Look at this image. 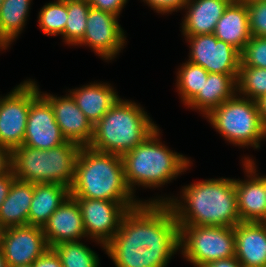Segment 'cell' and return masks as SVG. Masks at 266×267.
<instances>
[{
	"label": "cell",
	"mask_w": 266,
	"mask_h": 267,
	"mask_svg": "<svg viewBox=\"0 0 266 267\" xmlns=\"http://www.w3.org/2000/svg\"><path fill=\"white\" fill-rule=\"evenodd\" d=\"M178 250L179 225L167 202H141L129 209L105 246L116 267H167Z\"/></svg>",
	"instance_id": "1"
},
{
	"label": "cell",
	"mask_w": 266,
	"mask_h": 267,
	"mask_svg": "<svg viewBox=\"0 0 266 267\" xmlns=\"http://www.w3.org/2000/svg\"><path fill=\"white\" fill-rule=\"evenodd\" d=\"M181 194L179 200L160 196L144 202H167L178 225L234 227L241 222L235 179H206L184 186Z\"/></svg>",
	"instance_id": "2"
},
{
	"label": "cell",
	"mask_w": 266,
	"mask_h": 267,
	"mask_svg": "<svg viewBox=\"0 0 266 267\" xmlns=\"http://www.w3.org/2000/svg\"><path fill=\"white\" fill-rule=\"evenodd\" d=\"M70 196L109 201L136 200L125 180L122 156L82 147L75 165Z\"/></svg>",
	"instance_id": "3"
},
{
	"label": "cell",
	"mask_w": 266,
	"mask_h": 267,
	"mask_svg": "<svg viewBox=\"0 0 266 267\" xmlns=\"http://www.w3.org/2000/svg\"><path fill=\"white\" fill-rule=\"evenodd\" d=\"M160 133L158 127L142 143L122 156L126 184L133 194L136 185L153 189L162 187L192 165L188 157L162 144Z\"/></svg>",
	"instance_id": "4"
},
{
	"label": "cell",
	"mask_w": 266,
	"mask_h": 267,
	"mask_svg": "<svg viewBox=\"0 0 266 267\" xmlns=\"http://www.w3.org/2000/svg\"><path fill=\"white\" fill-rule=\"evenodd\" d=\"M152 121L139 104L120 98L93 126L89 147L123 156L158 128Z\"/></svg>",
	"instance_id": "5"
},
{
	"label": "cell",
	"mask_w": 266,
	"mask_h": 267,
	"mask_svg": "<svg viewBox=\"0 0 266 267\" xmlns=\"http://www.w3.org/2000/svg\"><path fill=\"white\" fill-rule=\"evenodd\" d=\"M81 148L70 141L48 150L18 146L12 150V171L22 181L58 183L70 188Z\"/></svg>",
	"instance_id": "6"
},
{
	"label": "cell",
	"mask_w": 266,
	"mask_h": 267,
	"mask_svg": "<svg viewBox=\"0 0 266 267\" xmlns=\"http://www.w3.org/2000/svg\"><path fill=\"white\" fill-rule=\"evenodd\" d=\"M230 144L259 149L266 129L259 116L256 101L238 96L224 101L205 117Z\"/></svg>",
	"instance_id": "7"
},
{
	"label": "cell",
	"mask_w": 266,
	"mask_h": 267,
	"mask_svg": "<svg viewBox=\"0 0 266 267\" xmlns=\"http://www.w3.org/2000/svg\"><path fill=\"white\" fill-rule=\"evenodd\" d=\"M179 245L183 257L194 267L232 258L235 257L234 227L179 225Z\"/></svg>",
	"instance_id": "8"
},
{
	"label": "cell",
	"mask_w": 266,
	"mask_h": 267,
	"mask_svg": "<svg viewBox=\"0 0 266 267\" xmlns=\"http://www.w3.org/2000/svg\"><path fill=\"white\" fill-rule=\"evenodd\" d=\"M78 202L87 238L95 240L105 250L119 230L126 212L141 201H109L74 197Z\"/></svg>",
	"instance_id": "9"
},
{
	"label": "cell",
	"mask_w": 266,
	"mask_h": 267,
	"mask_svg": "<svg viewBox=\"0 0 266 267\" xmlns=\"http://www.w3.org/2000/svg\"><path fill=\"white\" fill-rule=\"evenodd\" d=\"M35 82L31 80V104L23 145L48 150L65 143L67 140L55 120L50 102L40 93Z\"/></svg>",
	"instance_id": "10"
},
{
	"label": "cell",
	"mask_w": 266,
	"mask_h": 267,
	"mask_svg": "<svg viewBox=\"0 0 266 267\" xmlns=\"http://www.w3.org/2000/svg\"><path fill=\"white\" fill-rule=\"evenodd\" d=\"M6 96H0V145L11 151L23 145L31 104V79L23 81Z\"/></svg>",
	"instance_id": "11"
},
{
	"label": "cell",
	"mask_w": 266,
	"mask_h": 267,
	"mask_svg": "<svg viewBox=\"0 0 266 267\" xmlns=\"http://www.w3.org/2000/svg\"><path fill=\"white\" fill-rule=\"evenodd\" d=\"M189 42L188 61L202 66L208 73L238 74L241 52L217 39L214 34L184 36Z\"/></svg>",
	"instance_id": "12"
},
{
	"label": "cell",
	"mask_w": 266,
	"mask_h": 267,
	"mask_svg": "<svg viewBox=\"0 0 266 267\" xmlns=\"http://www.w3.org/2000/svg\"><path fill=\"white\" fill-rule=\"evenodd\" d=\"M119 17L111 12L90 8L83 39L77 44L90 47L104 60H112L126 45Z\"/></svg>",
	"instance_id": "13"
},
{
	"label": "cell",
	"mask_w": 266,
	"mask_h": 267,
	"mask_svg": "<svg viewBox=\"0 0 266 267\" xmlns=\"http://www.w3.org/2000/svg\"><path fill=\"white\" fill-rule=\"evenodd\" d=\"M49 248L40 226L6 228L2 251L8 267L32 265Z\"/></svg>",
	"instance_id": "14"
},
{
	"label": "cell",
	"mask_w": 266,
	"mask_h": 267,
	"mask_svg": "<svg viewBox=\"0 0 266 267\" xmlns=\"http://www.w3.org/2000/svg\"><path fill=\"white\" fill-rule=\"evenodd\" d=\"M246 180L235 179L237 207L242 222H266V189L264 175L256 174V164L250 157L243 158Z\"/></svg>",
	"instance_id": "15"
},
{
	"label": "cell",
	"mask_w": 266,
	"mask_h": 267,
	"mask_svg": "<svg viewBox=\"0 0 266 267\" xmlns=\"http://www.w3.org/2000/svg\"><path fill=\"white\" fill-rule=\"evenodd\" d=\"M40 93L50 102L55 120L65 139L81 147L89 146L93 137V125L77 106L71 94L57 97L50 93Z\"/></svg>",
	"instance_id": "16"
},
{
	"label": "cell",
	"mask_w": 266,
	"mask_h": 267,
	"mask_svg": "<svg viewBox=\"0 0 266 267\" xmlns=\"http://www.w3.org/2000/svg\"><path fill=\"white\" fill-rule=\"evenodd\" d=\"M42 229L50 248L65 242L81 241L87 237L80 206L72 196L60 205Z\"/></svg>",
	"instance_id": "17"
},
{
	"label": "cell",
	"mask_w": 266,
	"mask_h": 267,
	"mask_svg": "<svg viewBox=\"0 0 266 267\" xmlns=\"http://www.w3.org/2000/svg\"><path fill=\"white\" fill-rule=\"evenodd\" d=\"M235 258L242 267H266V222H239L234 226Z\"/></svg>",
	"instance_id": "18"
},
{
	"label": "cell",
	"mask_w": 266,
	"mask_h": 267,
	"mask_svg": "<svg viewBox=\"0 0 266 267\" xmlns=\"http://www.w3.org/2000/svg\"><path fill=\"white\" fill-rule=\"evenodd\" d=\"M233 0H189L184 6L186 15L182 21V34L195 36L214 33L218 20Z\"/></svg>",
	"instance_id": "19"
},
{
	"label": "cell",
	"mask_w": 266,
	"mask_h": 267,
	"mask_svg": "<svg viewBox=\"0 0 266 267\" xmlns=\"http://www.w3.org/2000/svg\"><path fill=\"white\" fill-rule=\"evenodd\" d=\"M68 92L93 126L120 99L116 90L104 82L90 83Z\"/></svg>",
	"instance_id": "20"
},
{
	"label": "cell",
	"mask_w": 266,
	"mask_h": 267,
	"mask_svg": "<svg viewBox=\"0 0 266 267\" xmlns=\"http://www.w3.org/2000/svg\"><path fill=\"white\" fill-rule=\"evenodd\" d=\"M237 78L238 74L209 73L202 90L186 106L201 111L206 117L224 101L237 94Z\"/></svg>",
	"instance_id": "21"
},
{
	"label": "cell",
	"mask_w": 266,
	"mask_h": 267,
	"mask_svg": "<svg viewBox=\"0 0 266 267\" xmlns=\"http://www.w3.org/2000/svg\"><path fill=\"white\" fill-rule=\"evenodd\" d=\"M214 36L243 51L250 40L251 33L248 22L246 3L243 0H233L225 9L224 14L218 20Z\"/></svg>",
	"instance_id": "22"
},
{
	"label": "cell",
	"mask_w": 266,
	"mask_h": 267,
	"mask_svg": "<svg viewBox=\"0 0 266 267\" xmlns=\"http://www.w3.org/2000/svg\"><path fill=\"white\" fill-rule=\"evenodd\" d=\"M70 196V188L58 183L34 184L28 225L43 227L50 216Z\"/></svg>",
	"instance_id": "23"
},
{
	"label": "cell",
	"mask_w": 266,
	"mask_h": 267,
	"mask_svg": "<svg viewBox=\"0 0 266 267\" xmlns=\"http://www.w3.org/2000/svg\"><path fill=\"white\" fill-rule=\"evenodd\" d=\"M33 195L34 183L16 178L0 207V223L5 228L28 225Z\"/></svg>",
	"instance_id": "24"
},
{
	"label": "cell",
	"mask_w": 266,
	"mask_h": 267,
	"mask_svg": "<svg viewBox=\"0 0 266 267\" xmlns=\"http://www.w3.org/2000/svg\"><path fill=\"white\" fill-rule=\"evenodd\" d=\"M32 0H4L0 7V39L8 46L21 34Z\"/></svg>",
	"instance_id": "25"
},
{
	"label": "cell",
	"mask_w": 266,
	"mask_h": 267,
	"mask_svg": "<svg viewBox=\"0 0 266 267\" xmlns=\"http://www.w3.org/2000/svg\"><path fill=\"white\" fill-rule=\"evenodd\" d=\"M208 74L202 66L190 61H186L178 68L176 87L184 105H187L202 90Z\"/></svg>",
	"instance_id": "26"
},
{
	"label": "cell",
	"mask_w": 266,
	"mask_h": 267,
	"mask_svg": "<svg viewBox=\"0 0 266 267\" xmlns=\"http://www.w3.org/2000/svg\"><path fill=\"white\" fill-rule=\"evenodd\" d=\"M89 0H67V21L63 42L76 46L84 37L87 15L90 10Z\"/></svg>",
	"instance_id": "27"
},
{
	"label": "cell",
	"mask_w": 266,
	"mask_h": 267,
	"mask_svg": "<svg viewBox=\"0 0 266 267\" xmlns=\"http://www.w3.org/2000/svg\"><path fill=\"white\" fill-rule=\"evenodd\" d=\"M63 267H99L100 259L91 248L80 241L65 242L52 247Z\"/></svg>",
	"instance_id": "28"
},
{
	"label": "cell",
	"mask_w": 266,
	"mask_h": 267,
	"mask_svg": "<svg viewBox=\"0 0 266 267\" xmlns=\"http://www.w3.org/2000/svg\"><path fill=\"white\" fill-rule=\"evenodd\" d=\"M40 29L45 35H62L67 21V0H54L45 4L38 14Z\"/></svg>",
	"instance_id": "29"
},
{
	"label": "cell",
	"mask_w": 266,
	"mask_h": 267,
	"mask_svg": "<svg viewBox=\"0 0 266 267\" xmlns=\"http://www.w3.org/2000/svg\"><path fill=\"white\" fill-rule=\"evenodd\" d=\"M237 94L253 101L266 95V68L240 66Z\"/></svg>",
	"instance_id": "30"
},
{
	"label": "cell",
	"mask_w": 266,
	"mask_h": 267,
	"mask_svg": "<svg viewBox=\"0 0 266 267\" xmlns=\"http://www.w3.org/2000/svg\"><path fill=\"white\" fill-rule=\"evenodd\" d=\"M240 66L266 68V37H254L241 52Z\"/></svg>",
	"instance_id": "31"
},
{
	"label": "cell",
	"mask_w": 266,
	"mask_h": 267,
	"mask_svg": "<svg viewBox=\"0 0 266 267\" xmlns=\"http://www.w3.org/2000/svg\"><path fill=\"white\" fill-rule=\"evenodd\" d=\"M247 6L251 36L266 37V2L243 0Z\"/></svg>",
	"instance_id": "32"
},
{
	"label": "cell",
	"mask_w": 266,
	"mask_h": 267,
	"mask_svg": "<svg viewBox=\"0 0 266 267\" xmlns=\"http://www.w3.org/2000/svg\"><path fill=\"white\" fill-rule=\"evenodd\" d=\"M189 0H143V2L150 6L152 10L160 14H171L174 11L184 9V6Z\"/></svg>",
	"instance_id": "33"
},
{
	"label": "cell",
	"mask_w": 266,
	"mask_h": 267,
	"mask_svg": "<svg viewBox=\"0 0 266 267\" xmlns=\"http://www.w3.org/2000/svg\"><path fill=\"white\" fill-rule=\"evenodd\" d=\"M91 8L111 12L119 17L128 0H89Z\"/></svg>",
	"instance_id": "34"
},
{
	"label": "cell",
	"mask_w": 266,
	"mask_h": 267,
	"mask_svg": "<svg viewBox=\"0 0 266 267\" xmlns=\"http://www.w3.org/2000/svg\"><path fill=\"white\" fill-rule=\"evenodd\" d=\"M32 267H63L60 257L56 252L49 248L42 256H40L33 264Z\"/></svg>",
	"instance_id": "35"
},
{
	"label": "cell",
	"mask_w": 266,
	"mask_h": 267,
	"mask_svg": "<svg viewBox=\"0 0 266 267\" xmlns=\"http://www.w3.org/2000/svg\"><path fill=\"white\" fill-rule=\"evenodd\" d=\"M15 179L16 177L12 169L8 173L0 175V207L6 199Z\"/></svg>",
	"instance_id": "36"
},
{
	"label": "cell",
	"mask_w": 266,
	"mask_h": 267,
	"mask_svg": "<svg viewBox=\"0 0 266 267\" xmlns=\"http://www.w3.org/2000/svg\"><path fill=\"white\" fill-rule=\"evenodd\" d=\"M12 151L0 145V175L8 173L12 169Z\"/></svg>",
	"instance_id": "37"
},
{
	"label": "cell",
	"mask_w": 266,
	"mask_h": 267,
	"mask_svg": "<svg viewBox=\"0 0 266 267\" xmlns=\"http://www.w3.org/2000/svg\"><path fill=\"white\" fill-rule=\"evenodd\" d=\"M202 267H242L235 257L213 261Z\"/></svg>",
	"instance_id": "38"
},
{
	"label": "cell",
	"mask_w": 266,
	"mask_h": 267,
	"mask_svg": "<svg viewBox=\"0 0 266 267\" xmlns=\"http://www.w3.org/2000/svg\"><path fill=\"white\" fill-rule=\"evenodd\" d=\"M259 116L263 127L266 129V95L256 100Z\"/></svg>",
	"instance_id": "39"
},
{
	"label": "cell",
	"mask_w": 266,
	"mask_h": 267,
	"mask_svg": "<svg viewBox=\"0 0 266 267\" xmlns=\"http://www.w3.org/2000/svg\"><path fill=\"white\" fill-rule=\"evenodd\" d=\"M5 231H6V228L0 223V249H2Z\"/></svg>",
	"instance_id": "40"
},
{
	"label": "cell",
	"mask_w": 266,
	"mask_h": 267,
	"mask_svg": "<svg viewBox=\"0 0 266 267\" xmlns=\"http://www.w3.org/2000/svg\"><path fill=\"white\" fill-rule=\"evenodd\" d=\"M0 267H8L2 249H0Z\"/></svg>",
	"instance_id": "41"
},
{
	"label": "cell",
	"mask_w": 266,
	"mask_h": 267,
	"mask_svg": "<svg viewBox=\"0 0 266 267\" xmlns=\"http://www.w3.org/2000/svg\"><path fill=\"white\" fill-rule=\"evenodd\" d=\"M7 45L0 39V49H1V51L4 49V50H6L7 49Z\"/></svg>",
	"instance_id": "42"
},
{
	"label": "cell",
	"mask_w": 266,
	"mask_h": 267,
	"mask_svg": "<svg viewBox=\"0 0 266 267\" xmlns=\"http://www.w3.org/2000/svg\"><path fill=\"white\" fill-rule=\"evenodd\" d=\"M16 267H32V265H20V266H16Z\"/></svg>",
	"instance_id": "43"
},
{
	"label": "cell",
	"mask_w": 266,
	"mask_h": 267,
	"mask_svg": "<svg viewBox=\"0 0 266 267\" xmlns=\"http://www.w3.org/2000/svg\"><path fill=\"white\" fill-rule=\"evenodd\" d=\"M264 185H265V189H266V176H264Z\"/></svg>",
	"instance_id": "44"
},
{
	"label": "cell",
	"mask_w": 266,
	"mask_h": 267,
	"mask_svg": "<svg viewBox=\"0 0 266 267\" xmlns=\"http://www.w3.org/2000/svg\"><path fill=\"white\" fill-rule=\"evenodd\" d=\"M254 1H261V2H266V0H254Z\"/></svg>",
	"instance_id": "45"
}]
</instances>
